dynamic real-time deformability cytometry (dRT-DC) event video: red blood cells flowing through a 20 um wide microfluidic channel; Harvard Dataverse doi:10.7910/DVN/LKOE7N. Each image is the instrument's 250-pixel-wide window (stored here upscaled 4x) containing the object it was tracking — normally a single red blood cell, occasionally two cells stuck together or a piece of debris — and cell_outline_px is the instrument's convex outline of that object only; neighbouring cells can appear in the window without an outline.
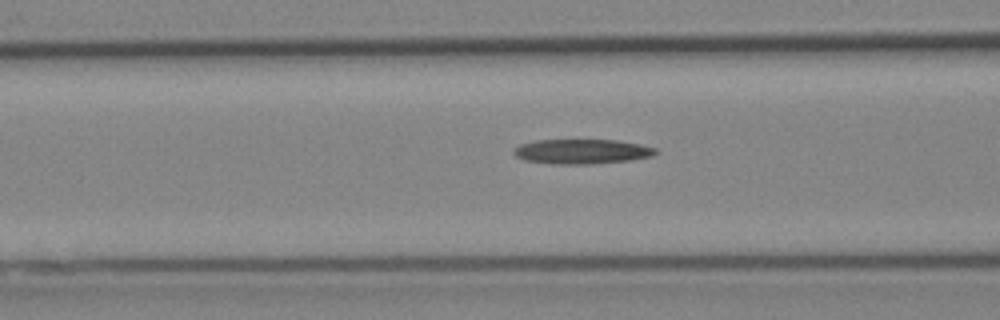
{"species": "Egyptian fruit bat (a non-hibernating species)", "species_latin": "Rousettus aegyptiacus", "temperature_condition": "cold", "stored_images_in_passage": 27, "camera_frame_rate_fps": 3000, "um_per_image_px": 0.085, "animal": {"sex": "female"}, "frame": {"image": 1, "passage_image": 7, "time_ms": 2.0, "image_size_px": [1000, 320], "cell_outline_px": [[656, 152], [652, 156], [628, 160], [588, 164], [556, 164], [524, 160], [516, 156], [512, 152], [520, 144], [536, 140], [616, 140], [640, 144], [656, 148]], "centroid_in_image_um": [49.44, 12.87], "position_along_channel_um": 117.2, "area_um2": 20.23}}
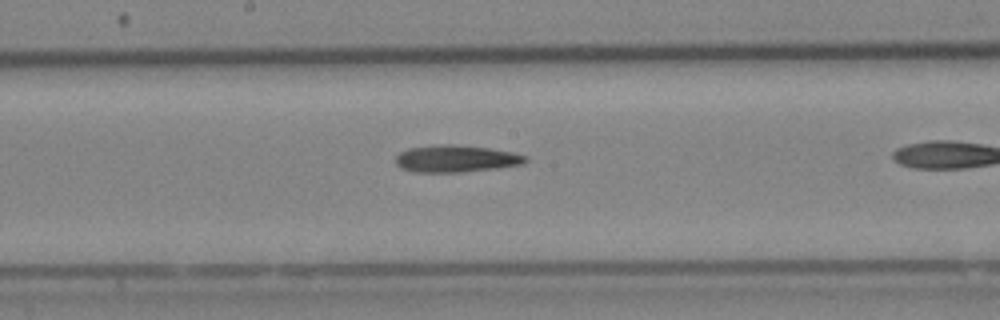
{"frame": {"image": 2, "passage_image": 14, "time_ms": 4.333, "image_size_px": [1000, 320], "cell_outline_px": [[528, 160], [524, 164], [496, 168], [464, 172], [412, 172], [400, 168], [396, 164], [396, 156], [400, 152], [408, 148], [440, 144], [452, 144], [488, 148], [512, 152], [528, 156]], "centroid_in_image_um": [38.75, 13.49], "position_along_channel_um": 209.4, "area_um2": 20.58}}
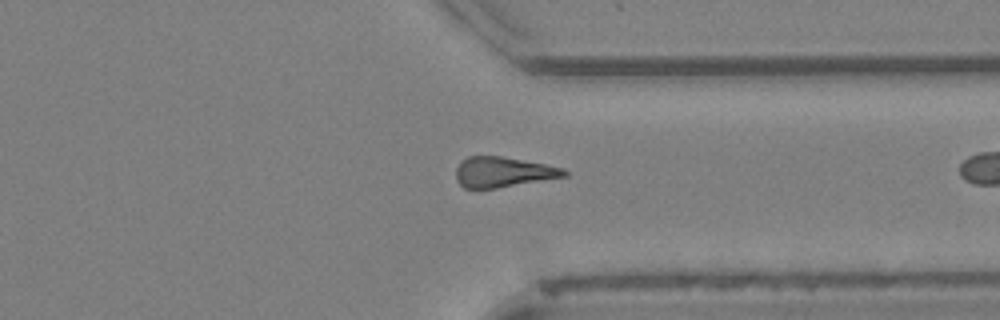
{"frame": {"image": 3, "passage_image": 26, "time_ms": 8.333, "image_size_px": [1000, 320], "cell_outline_px": [[568, 176], [496, 188], [464, 188], [456, 180], [456, 168], [460, 160], [468, 156], [500, 156], [544, 164], [564, 168], [568, 172]], "centroid_in_image_um": [42.74, 14.62], "position_along_channel_um": 368.7, "area_um2": 19.07}}